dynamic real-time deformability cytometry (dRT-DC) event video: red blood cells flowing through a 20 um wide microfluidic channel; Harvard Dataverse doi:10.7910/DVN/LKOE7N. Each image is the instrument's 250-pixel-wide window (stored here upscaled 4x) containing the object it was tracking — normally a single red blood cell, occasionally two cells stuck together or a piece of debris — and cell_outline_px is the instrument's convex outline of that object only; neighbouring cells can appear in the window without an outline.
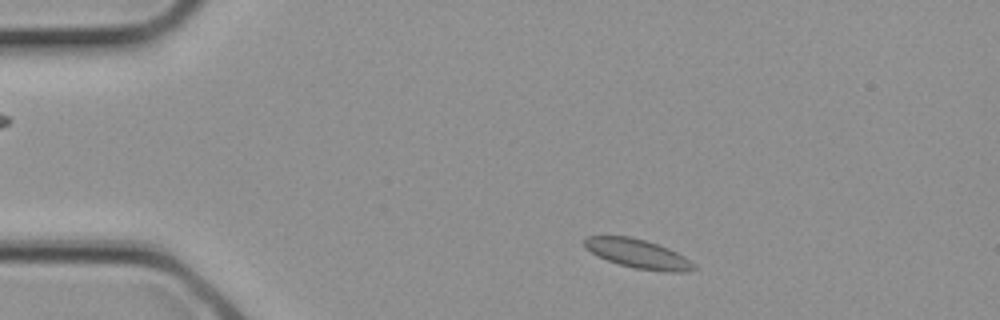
{"species": "common noctule bat (a hibernating species)", "species_latin": "Nyctalus noctula", "temperature_condition": "cold", "stored_images_in_passage": 2, "camera_frame_rate_fps": 3000, "um_per_image_px": 0.085, "animal": {"sex": "female", "body_mass_g": 21.9}, "frame": {"image": 1, "passage_image": 2, "time_ms": 0.333, "image_size_px": [1000, 320], "cell_outline_px": [[700, 268], [688, 272], [664, 272], [636, 268], [620, 264], [608, 260], [584, 248], [584, 236], [628, 236], [644, 240], [668, 248], [684, 256], [696, 264]], "centroid_in_image_um": [54.28, 21.58], "position_along_channel_um": 30.7, "area_um2": 18.5}}